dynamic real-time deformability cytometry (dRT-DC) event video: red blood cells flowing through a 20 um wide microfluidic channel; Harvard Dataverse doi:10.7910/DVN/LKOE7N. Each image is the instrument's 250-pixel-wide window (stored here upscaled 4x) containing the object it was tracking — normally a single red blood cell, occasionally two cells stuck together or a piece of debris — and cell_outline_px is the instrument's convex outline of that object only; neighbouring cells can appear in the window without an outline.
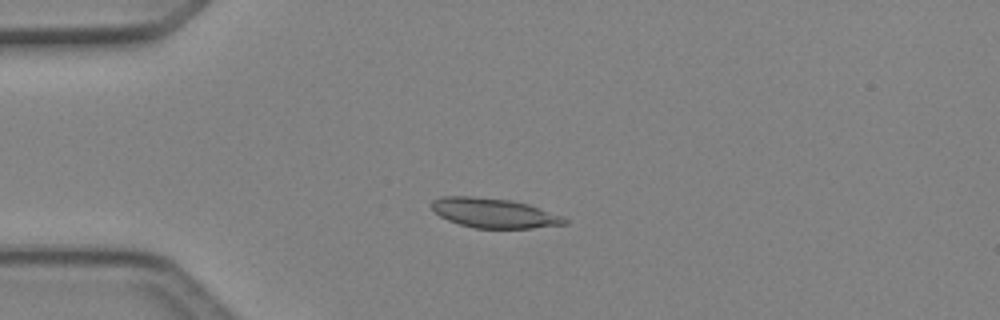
{"species": "Egyptian fruit bat (a non-hibernating species)", "species_latin": "Rousettus aegyptiacus", "temperature_condition": "cold", "stored_images_in_passage": 4, "camera_frame_rate_fps": 3000, "um_per_image_px": 0.085, "animal": {"sex": "female"}, "frame": {"image": 1, "passage_image": 4, "time_ms": 1.0, "image_size_px": [1000, 320], "cell_outline_px": [[568, 224], [532, 228], [476, 228], [460, 224], [448, 220], [440, 216], [432, 208], [432, 200], [440, 196], [472, 196], [512, 200], [528, 204], [564, 216], [568, 220]], "centroid_in_image_um": [42.02, 18.1], "position_along_channel_um": 43.0, "area_um2": 23.0}}